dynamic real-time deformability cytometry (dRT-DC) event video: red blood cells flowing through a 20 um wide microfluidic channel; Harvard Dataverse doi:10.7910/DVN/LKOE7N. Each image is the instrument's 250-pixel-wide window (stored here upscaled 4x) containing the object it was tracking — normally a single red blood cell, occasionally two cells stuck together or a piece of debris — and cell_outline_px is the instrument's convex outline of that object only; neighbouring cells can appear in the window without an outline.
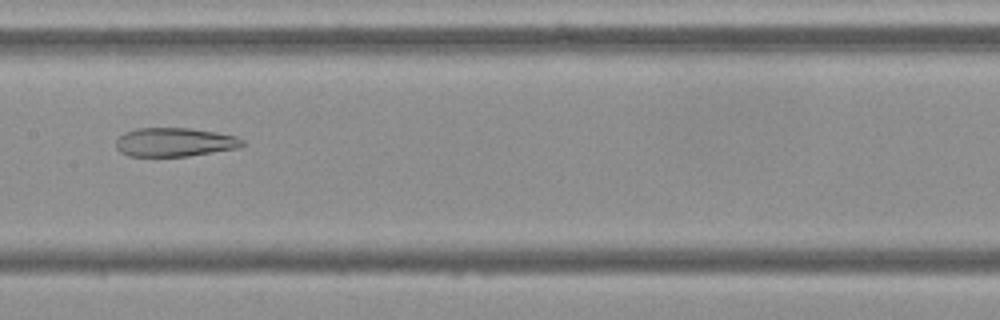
{"species": "Egyptian fruit bat (a non-hibernating species)", "species_latin": "Rousettus aegyptiacus", "temperature_condition": "cold", "stored_images_in_passage": 39, "camera_frame_rate_fps": 3000, "um_per_image_px": 0.085, "frame": {"image": 1, "passage_image": 12, "time_ms": 3.667, "image_size_px": [1000, 320], "cell_outline_px": [[244, 144], [240, 148], [188, 156], [128, 156], [120, 152], [116, 148], [116, 140], [124, 132], [136, 128], [192, 128], [216, 132], [236, 136], [244, 140]], "centroid_in_image_um": [14.85, 12.08], "position_along_channel_um": 192.5, "area_um2": 21.39}}
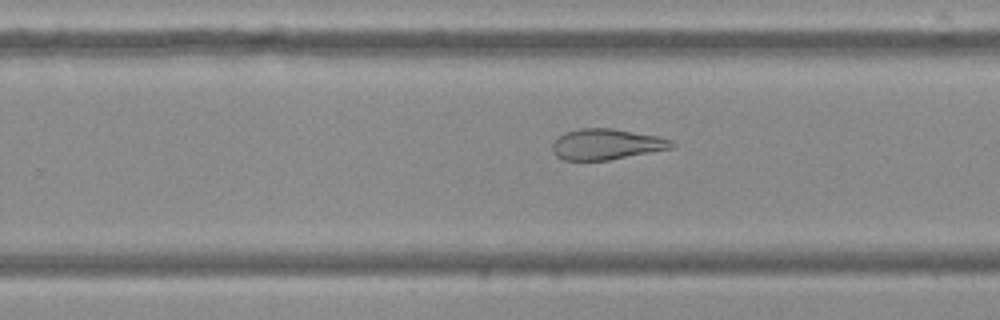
{"frame": {"image": 2, "passage_image": 19, "time_ms": 6.0, "image_size_px": [1000, 320], "cell_outline_px": [[676, 144], [672, 148], [608, 160], [564, 160], [556, 156], [552, 148], [552, 144], [564, 132], [580, 128], [612, 128], [656, 136], [672, 140]], "centroid_in_image_um": [51.54, 12.26], "position_along_channel_um": 278.3, "area_um2": 21.21}}
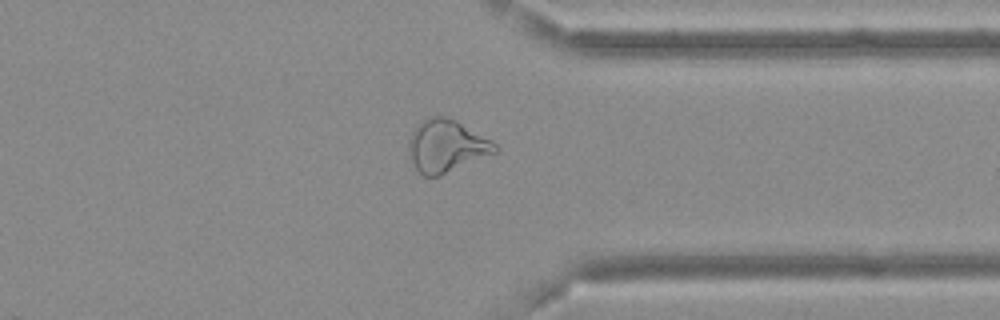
{"frame": {"image": 3, "passage_image": 27, "time_ms": 8.667, "image_size_px": [1000, 320], "cell_outline_px": [[500, 148], [496, 152], [440, 176], [424, 176], [416, 168], [408, 156], [408, 140], [412, 132], [424, 120], [432, 116], [444, 116], [456, 120], [492, 140]], "centroid_in_image_um": [37.94, 12.42], "position_along_channel_um": 373.5, "area_um2": 26.24}, "authors_computed_cell_mechanics": {"area_um2": 23.7558, "velocity_mm_per_s": 3.6781, "shape_relaxation_time_tau1_ms": null, "shape_relaxation_time_tau2_ms": 3.4206, "deformation_change_tau1": null, "deformation_change_tau2": 0.1154}}